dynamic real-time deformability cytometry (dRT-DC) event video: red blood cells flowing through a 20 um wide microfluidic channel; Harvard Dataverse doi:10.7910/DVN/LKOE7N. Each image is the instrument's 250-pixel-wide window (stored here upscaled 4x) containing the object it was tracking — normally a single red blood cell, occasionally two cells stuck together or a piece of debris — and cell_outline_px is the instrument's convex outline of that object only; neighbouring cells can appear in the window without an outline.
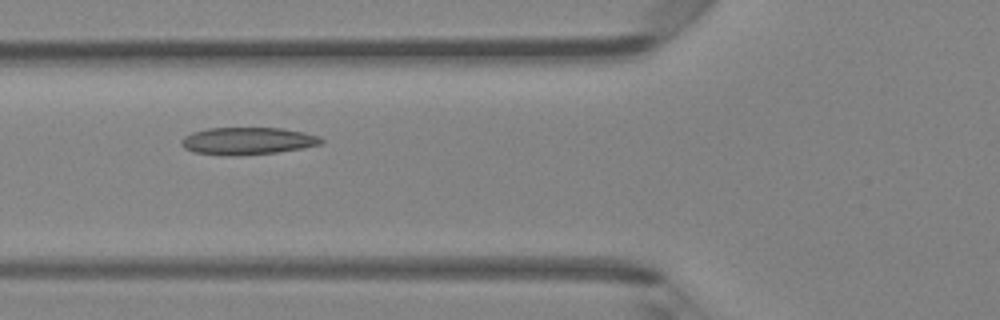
{"species": "Egyptian fruit bat (a non-hibernating species)", "species_latin": "Rousettus aegyptiacus", "temperature_condition": "room temperature", "stored_images_in_passage": 2, "camera_frame_rate_fps": 3000, "um_per_image_px": 0.085, "animal": {"sex": "female"}, "frame": {"image": 1, "passage_image": 2, "time_ms": 0.333, "image_size_px": [1000, 320], "cell_outline_px": [[324, 140], [320, 144], [300, 148], [276, 152], [236, 156], [228, 156], [192, 152], [184, 148], [180, 144], [180, 140], [184, 136], [192, 132], [208, 128], [280, 128], [304, 132], [320, 136]], "centroid_in_image_um": [20.99, 11.98], "position_along_channel_um": 104.8, "area_um2": 22.31}}